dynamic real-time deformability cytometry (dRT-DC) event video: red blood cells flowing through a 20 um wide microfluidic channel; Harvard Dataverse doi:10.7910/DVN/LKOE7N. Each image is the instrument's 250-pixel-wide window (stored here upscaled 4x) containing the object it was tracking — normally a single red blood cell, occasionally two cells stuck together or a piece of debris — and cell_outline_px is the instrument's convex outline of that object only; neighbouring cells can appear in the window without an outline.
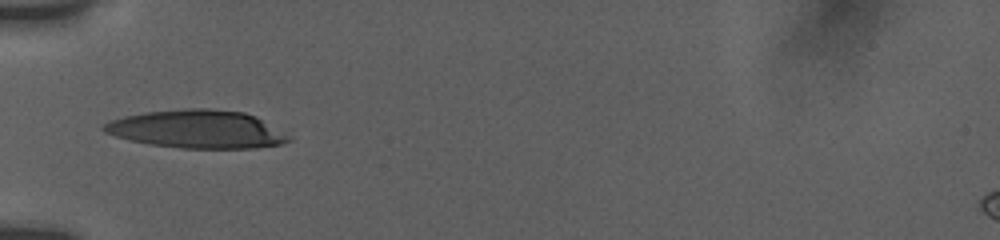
{"species": "human", "species_latin": "Homo sapiens", "temperature_condition": "room temperature", "stored_images_in_passage": 11, "camera_frame_rate_fps": 3000, "um_per_image_px": 0.085, "donor": {"sex": "female"}, "frame": {"image": 1, "passage_image": 10, "time_ms": 6.333, "image_size_px": [1000, 240], "cell_outline_px": [[292, 140], [280, 144], [256, 148], [180, 148], [152, 144], [132, 140], [116, 136], [104, 132], [100, 128], [104, 124], [112, 120], [124, 116], [148, 112], [188, 108], [208, 108], [244, 112], [256, 116], [292, 136]], "centroid_in_image_um": [16.81, 10.98], "position_along_channel_um": 68.2, "area_um2": 40.92}}